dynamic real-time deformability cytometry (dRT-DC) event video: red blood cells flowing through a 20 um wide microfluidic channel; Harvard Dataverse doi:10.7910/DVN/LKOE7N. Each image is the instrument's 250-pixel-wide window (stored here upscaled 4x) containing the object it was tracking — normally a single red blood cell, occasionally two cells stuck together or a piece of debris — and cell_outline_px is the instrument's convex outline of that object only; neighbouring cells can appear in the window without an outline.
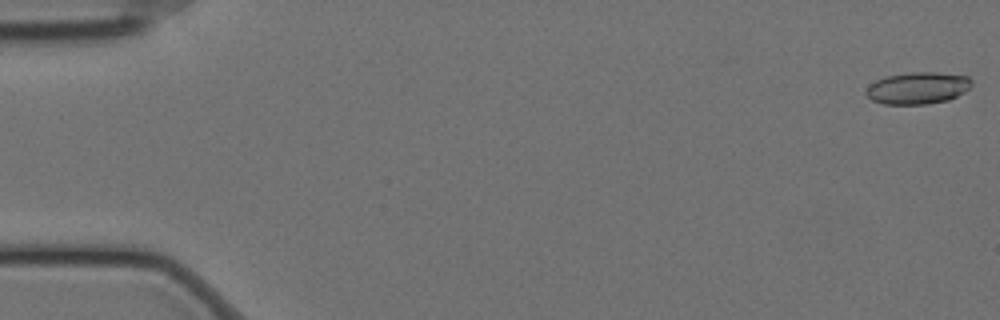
{"species": "Egyptian fruit bat (a non-hibernating species)", "species_latin": "Rousettus aegyptiacus", "temperature_condition": "cold", "stored_images_in_passage": 59, "camera_frame_rate_fps": 3000, "um_per_image_px": 0.085, "animal": {"sex": "female"}, "frame": {"image": 1, "passage_image": 1, "time_ms": 0.0, "image_size_px": [1000, 320], "cell_outline_px": [[972, 84], [964, 92], [948, 100], [928, 104], [884, 104], [872, 100], [864, 92], [876, 80], [884, 76], [908, 72], [936, 72], [968, 76], [972, 80]], "centroid_in_image_um": [78.01, 7.47], "position_along_channel_um": 7.0, "area_um2": 19.65}}
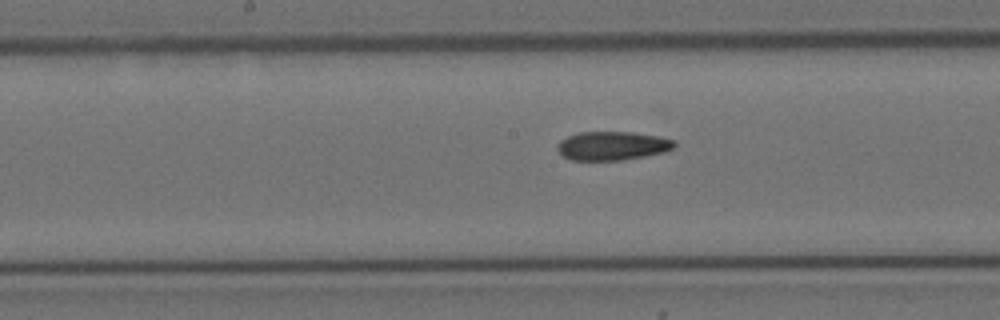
{"frame": {"image": 2, "passage_image": 30, "time_ms": 9.667, "image_size_px": [1000, 320], "cell_outline_px": [[676, 144], [672, 148], [664, 152], [624, 160], [572, 160], [564, 156], [556, 148], [560, 140], [568, 136], [580, 132], [632, 132], [660, 136], [676, 140]], "centroid_in_image_um": [52.07, 12.39], "position_along_channel_um": 196.1, "area_um2": 19.59}}
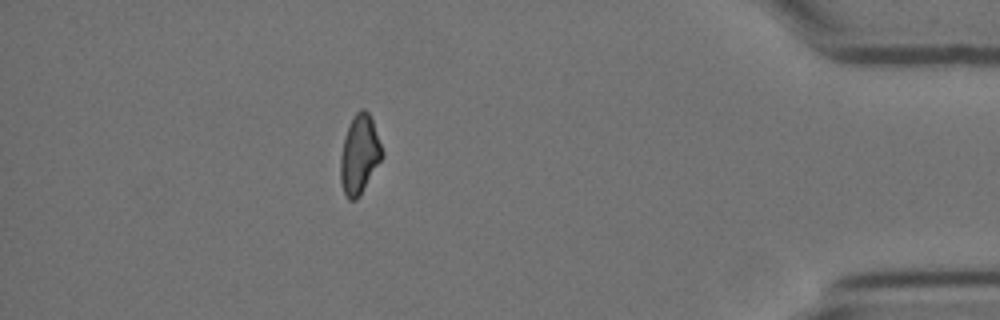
{"frame": {"image": 3, "passage_image": 52, "time_ms": 17.0, "image_size_px": [1000, 320], "cell_outline_px": [[384, 156], [360, 196], [356, 200], [348, 200], [344, 192], [340, 180], [340, 156], [344, 136], [352, 116], [360, 108], [364, 108], [368, 112], [372, 120], [384, 152]], "centroid_in_image_um": [30.55, 13.13], "position_along_channel_um": 404.6, "area_um2": 19.42}, "authors_computed_cell_mechanics": {"area_um2": 19.7098, "velocity_mm_per_s": 3.4715, "shape_relaxation_time_tau1_ms": null, "shape_relaxation_time_tau2_ms": 6.6442, "deformation_change_tau1": null, "deformation_change_tau2": 0.1477}}